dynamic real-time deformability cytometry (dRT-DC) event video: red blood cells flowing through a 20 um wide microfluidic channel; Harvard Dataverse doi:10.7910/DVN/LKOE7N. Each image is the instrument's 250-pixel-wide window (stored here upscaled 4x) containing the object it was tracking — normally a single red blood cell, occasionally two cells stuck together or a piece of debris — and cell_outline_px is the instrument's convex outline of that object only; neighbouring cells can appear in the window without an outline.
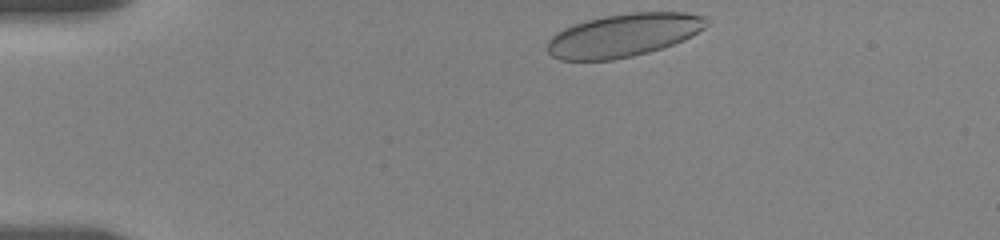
{"species": "human", "species_latin": "Homo sapiens", "temperature_condition": "room temperature", "stored_images_in_passage": 36, "camera_frame_rate_fps": 3000, "um_per_image_px": 0.085, "donor": {"sex": "female"}, "frame": {"image": 1, "passage_image": 1, "time_ms": 0.0, "image_size_px": [1000, 240], "cell_outline_px": [[708, 24], [704, 28], [692, 36], [672, 44], [648, 52], [632, 56], [612, 60], [560, 60], [552, 56], [548, 52], [548, 40], [556, 32], [572, 24], [604, 16], [632, 12], [684, 12], [704, 16], [708, 20]], "centroid_in_image_um": [52.99, 2.99], "position_along_channel_um": 32.0, "area_um2": 39.88}}
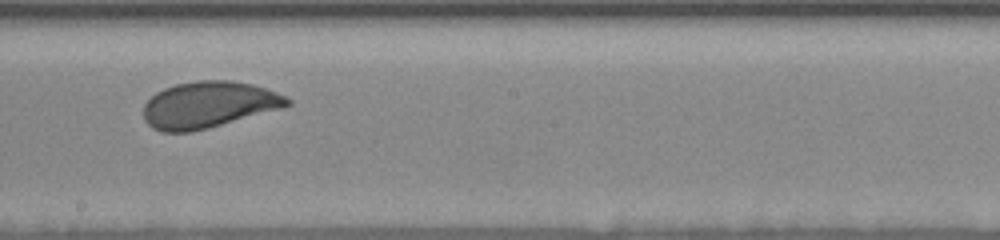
{"frame": {"image": 2, "passage_image": 19, "time_ms": 7.333, "image_size_px": [1000, 240], "cell_outline_px": [[292, 104], [280, 108], [208, 128], [192, 132], [160, 132], [152, 128], [144, 120], [144, 104], [156, 92], [164, 88], [176, 84], [196, 80], [232, 80], [252, 84], [276, 92], [292, 100]], "centroid_in_image_um": [17.69, 8.9], "position_along_channel_um": 230.5, "area_um2": 38.78}}
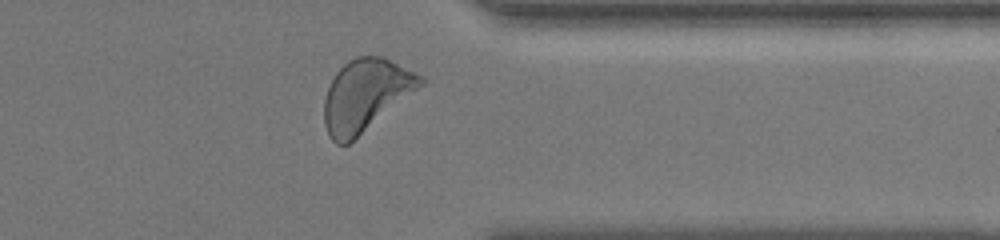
{"frame": {"image": 3, "passage_image": 34, "time_ms": 11.667, "image_size_px": [1000, 240], "cell_outline_px": [[428, 80], [424, 84], [348, 144], [336, 144], [328, 136], [324, 124], [324, 100], [328, 88], [336, 72], [348, 60], [356, 56], [384, 56], [424, 76]], "centroid_in_image_um": [31.09, 8.07], "position_along_channel_um": 380.3, "area_um2": 40.23}, "authors_computed_cell_mechanics": {"area_um2": 38.9572, "velocity_mm_per_s": 3.535, "shape_relaxation_time_tau1_ms": 4.9195, "shape_relaxation_time_tau2_ms": null, "deformation_change_tau1": 0.1387, "deformation_change_tau2": null}}